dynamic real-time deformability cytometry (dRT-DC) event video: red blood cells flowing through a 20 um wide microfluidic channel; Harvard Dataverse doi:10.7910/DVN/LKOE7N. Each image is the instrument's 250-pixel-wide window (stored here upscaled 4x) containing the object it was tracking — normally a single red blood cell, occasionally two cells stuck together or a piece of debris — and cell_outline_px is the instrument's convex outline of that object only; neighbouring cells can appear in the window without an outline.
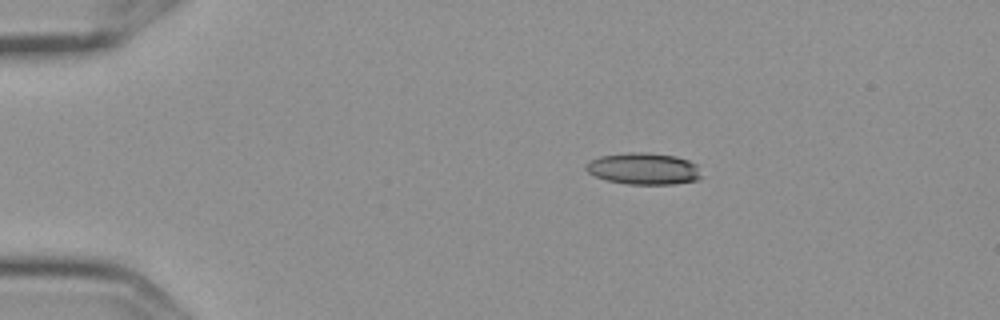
{"species": "Egyptian fruit bat (a non-hibernating species)", "species_latin": "Rousettus aegyptiacus", "temperature_condition": "cold", "stored_images_in_passage": 7, "segment_of_instrument_passage": [1, 2], "camera_frame_rate_fps": 3000, "um_per_image_px": 0.085, "frame": {"image": 1, "passage_image": 4, "time_ms": 1.0, "image_size_px": [1000, 320], "cell_outline_px": [[704, 176], [696, 180], [676, 184], [628, 184], [608, 180], [596, 176], [588, 172], [584, 168], [584, 164], [600, 156], [628, 152], [644, 152], [676, 156], [688, 160], [696, 164]], "centroid_in_image_um": [54.73, 14.34], "position_along_channel_um": 30.3, "area_um2": 21.39}}